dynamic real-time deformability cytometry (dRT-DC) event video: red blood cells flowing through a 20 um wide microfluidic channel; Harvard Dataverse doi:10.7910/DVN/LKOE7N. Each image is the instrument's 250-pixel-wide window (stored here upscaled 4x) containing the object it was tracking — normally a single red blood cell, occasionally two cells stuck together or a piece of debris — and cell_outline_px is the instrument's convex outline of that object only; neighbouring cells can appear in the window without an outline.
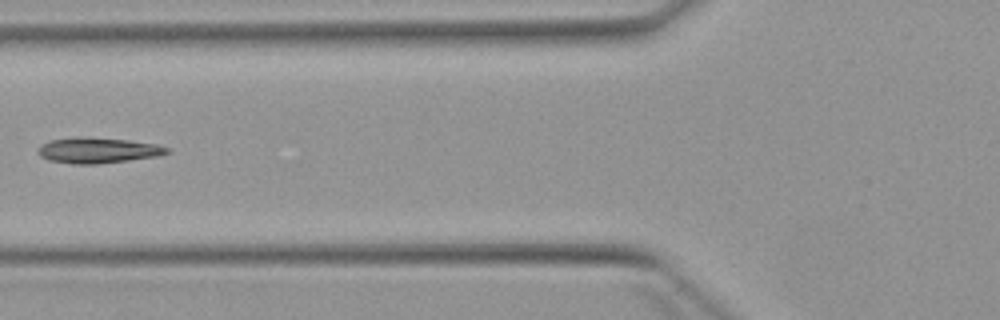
{"species": "Egyptian fruit bat (a non-hibernating species)", "species_latin": "Rousettus aegyptiacus", "temperature_condition": "warm", "stored_images_in_passage": 5, "camera_frame_rate_fps": 3000, "um_per_image_px": 0.085, "animal": {"sex": "female"}, "frame": {"image": 1, "passage_image": 4, "time_ms": 4.333, "image_size_px": [1000, 320], "cell_outline_px": [[172, 152], [160, 156], [96, 164], [72, 164], [48, 160], [40, 156], [36, 152], [40, 144], [48, 140], [80, 136], [88, 136], [128, 140], [160, 144], [168, 148]], "centroid_in_image_um": [8.31, 12.76], "position_along_channel_um": 117.5, "area_um2": 19.71}}
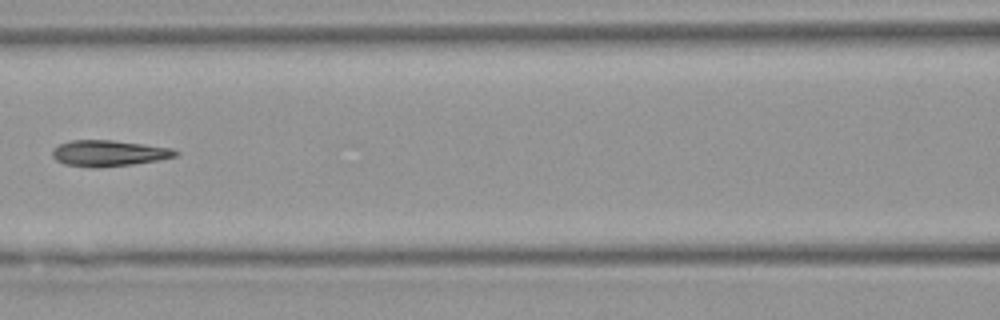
{"frame": {"image": 2, "passage_image": 5, "time_ms": 5.333, "image_size_px": [1000, 320], "cell_outline_px": [[180, 152], [176, 156], [156, 160], [132, 164], [64, 164], [56, 160], [52, 156], [52, 148], [60, 144], [72, 140], [112, 140], [144, 144], [172, 148]], "centroid_in_image_um": [9.27, 12.96], "position_along_channel_um": 157.3, "area_um2": 17.63}}